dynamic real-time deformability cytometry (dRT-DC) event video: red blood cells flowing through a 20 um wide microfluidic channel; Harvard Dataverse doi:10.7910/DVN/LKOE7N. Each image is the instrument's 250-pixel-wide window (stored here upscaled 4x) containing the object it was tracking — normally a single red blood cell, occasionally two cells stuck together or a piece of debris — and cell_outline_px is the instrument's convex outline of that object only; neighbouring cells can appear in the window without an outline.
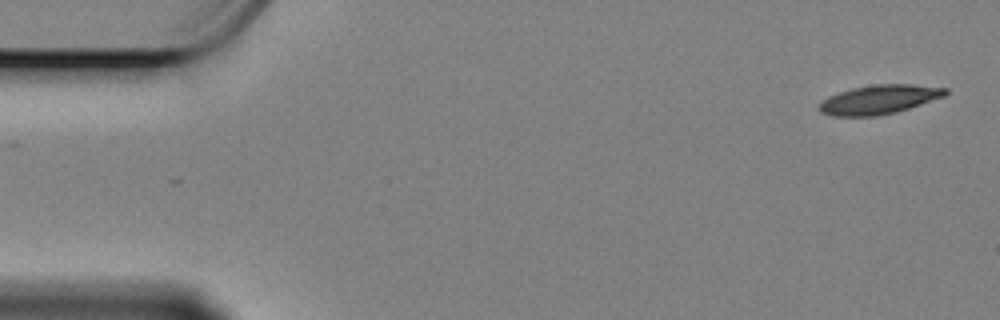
{"species": "Egyptian fruit bat (a non-hibernating species)", "species_latin": "Rousettus aegyptiacus", "temperature_condition": "cold", "stored_images_in_passage": 56, "camera_frame_rate_fps": 3000, "um_per_image_px": 0.085, "animal": {"sex": "female"}, "frame": {"image": 1, "passage_image": 1, "time_ms": 0.0, "image_size_px": [1000, 320], "cell_outline_px": [[948, 92], [944, 96], [896, 112], [876, 116], [832, 116], [820, 112], [820, 104], [828, 96], [852, 88], [876, 84], [912, 84], [948, 88]], "centroid_in_image_um": [74.73, 8.45], "position_along_channel_um": 10.3, "area_um2": 21.15}}
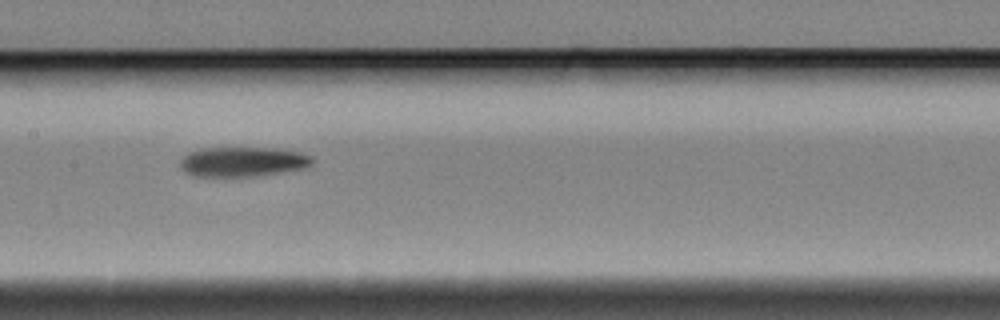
{"frame": {"image": 2, "passage_image": 27, "time_ms": 8.667, "image_size_px": [1000, 320], "cell_outline_px": [[316, 160], [312, 164], [304, 168], [248, 176], [196, 176], [188, 172], [180, 164], [180, 160], [184, 156], [200, 148], [276, 148], [300, 152], [312, 156]], "centroid_in_image_um": [20.69, 13.73], "position_along_channel_um": 186.7, "area_um2": 22.43}}
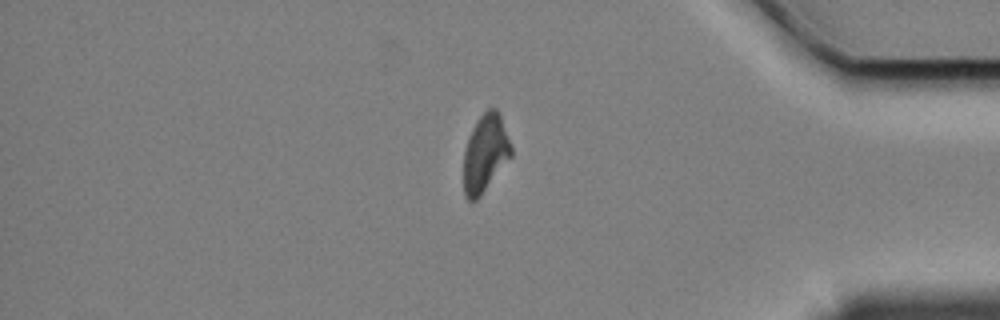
{"frame": {"image": 3, "passage_image": 48, "time_ms": 15.667, "image_size_px": [1000, 320], "cell_outline_px": [[512, 156], [480, 196], [476, 200], [468, 200], [464, 196], [464, 152], [472, 128], [476, 120], [488, 108], [496, 108], [500, 112], [512, 148]], "centroid_in_image_um": [41.26, 13.01], "position_along_channel_um": 393.9, "area_um2": 21.44}}